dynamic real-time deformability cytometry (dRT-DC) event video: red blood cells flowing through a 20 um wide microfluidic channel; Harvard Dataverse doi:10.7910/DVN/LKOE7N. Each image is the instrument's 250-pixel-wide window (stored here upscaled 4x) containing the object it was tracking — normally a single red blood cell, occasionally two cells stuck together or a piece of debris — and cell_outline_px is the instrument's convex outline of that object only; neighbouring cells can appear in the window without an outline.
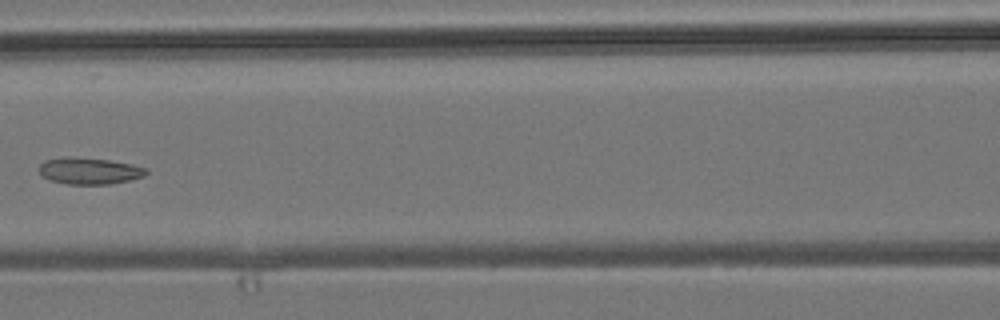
{"species": "common noctule bat (a hibernating species)", "species_latin": "Nyctalus noctula", "temperature_condition": "room temperature", "stored_images_in_passage": 7, "camera_frame_rate_fps": 3000, "um_per_image_px": 0.085, "animal": {"sex": "male", "body_mass_g": 19.2, "forearm_length_mm": 51.8}, "frame": {"image": 1, "passage_image": 6, "time_ms": 6.0, "image_size_px": [1000, 320], "cell_outline_px": [[148, 172], [144, 176], [128, 180], [108, 184], [68, 184], [48, 180], [40, 176], [40, 164], [44, 160], [68, 156], [108, 160], [132, 164], [148, 168]], "centroid_in_image_um": [7.57, 14.52], "position_along_channel_um": 159.0, "area_um2": 16.65}}
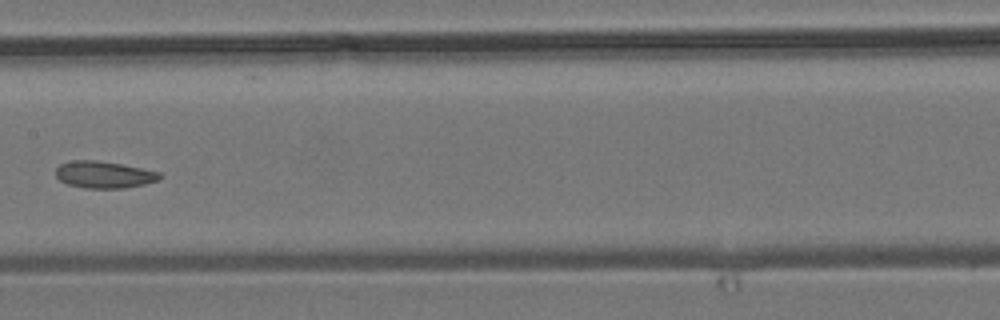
{"frame": {"image": 2, "passage_image": 7, "time_ms": 7.0, "image_size_px": [1000, 320], "cell_outline_px": [[164, 176], [160, 180], [144, 184], [124, 188], [84, 188], [68, 184], [60, 180], [56, 176], [56, 168], [60, 164], [72, 160], [96, 160], [120, 164], [160, 172]], "centroid_in_image_um": [8.86, 14.85], "position_along_channel_um": 198.5, "area_um2": 16.3}}